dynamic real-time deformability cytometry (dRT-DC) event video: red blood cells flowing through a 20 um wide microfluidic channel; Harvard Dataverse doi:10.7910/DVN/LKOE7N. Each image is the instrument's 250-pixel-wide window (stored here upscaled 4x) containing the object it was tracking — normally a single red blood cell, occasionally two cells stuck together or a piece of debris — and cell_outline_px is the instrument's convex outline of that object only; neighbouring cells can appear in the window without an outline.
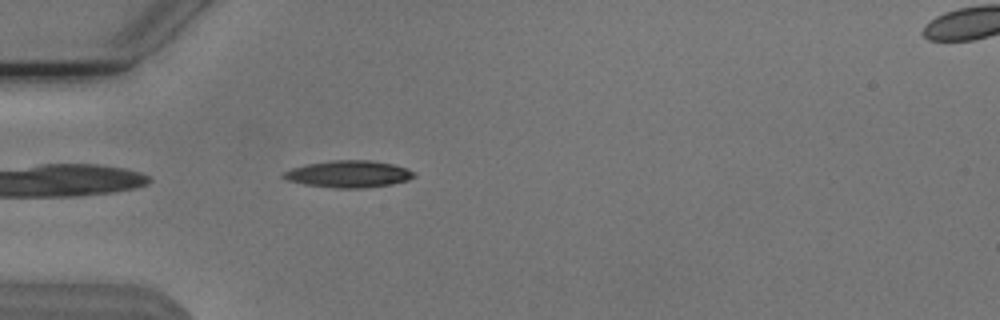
{"species": "Egyptian fruit bat (a non-hibernating species)", "species_latin": "Rousettus aegyptiacus", "temperature_condition": "cold", "stored_images_in_passage": 40, "camera_frame_rate_fps": 3000, "um_per_image_px": 0.085, "animal": {"sex": "male"}, "frame": {"image": 1, "passage_image": 2, "time_ms": 0.333, "image_size_px": [1000, 320], "cell_outline_px": [[416, 176], [408, 180], [392, 184], [360, 188], [336, 188], [304, 184], [288, 180], [280, 176], [284, 172], [292, 168], [308, 164], [332, 160], [372, 160], [392, 164], [408, 168], [416, 172]], "centroid_in_image_um": [29.67, 14.79], "position_along_channel_um": 55.3, "area_um2": 20.46}}
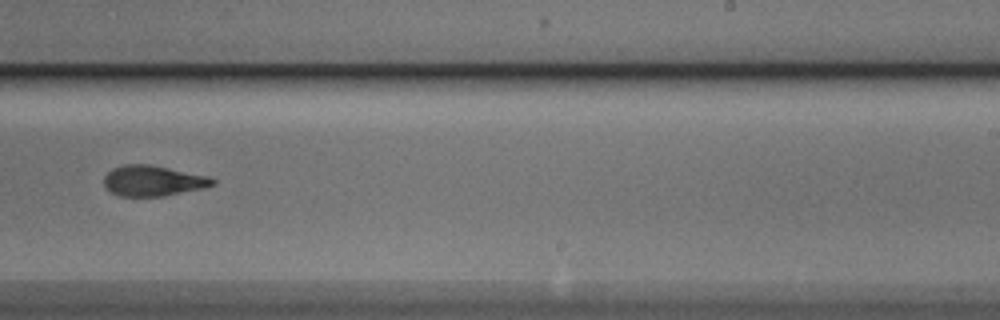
{"frame": {"image": 2, "passage_image": 20, "time_ms": 6.333, "image_size_px": [1000, 320], "cell_outline_px": [[216, 180], [212, 184], [200, 188], [164, 196], [116, 196], [104, 184], [104, 176], [112, 168], [124, 164], [148, 164], [208, 176]], "centroid_in_image_um": [12.94, 15.36], "position_along_channel_um": 276.1, "area_um2": 19.02}}
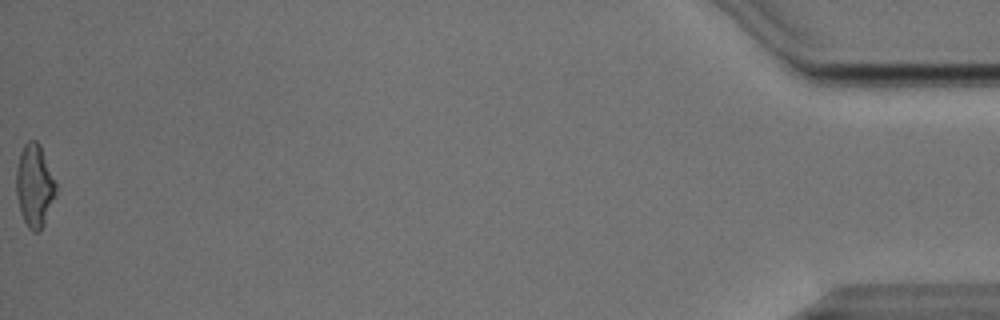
{"frame": {"image": 3, "passage_image": 40, "time_ms": 13.0, "image_size_px": [1000, 320], "cell_outline_px": [[56, 196], [44, 224], [36, 232], [32, 232], [28, 228], [20, 212], [16, 196], [16, 168], [20, 152], [24, 144], [28, 140], [36, 140], [40, 144], [56, 184]], "centroid_in_image_um": [2.92, 15.78], "position_along_channel_um": 432.3, "area_um2": 19.19}, "authors_computed_cell_mechanics": {"area_um2": 19.5942, "velocity_mm_per_s": 3.8177, "shape_relaxation_time_tau1_ms": 3.1104, "shape_relaxation_time_tau2_ms": 2.4391, "deformation_change_tau1": 0.1585, "deformation_change_tau2": 0.1021}}